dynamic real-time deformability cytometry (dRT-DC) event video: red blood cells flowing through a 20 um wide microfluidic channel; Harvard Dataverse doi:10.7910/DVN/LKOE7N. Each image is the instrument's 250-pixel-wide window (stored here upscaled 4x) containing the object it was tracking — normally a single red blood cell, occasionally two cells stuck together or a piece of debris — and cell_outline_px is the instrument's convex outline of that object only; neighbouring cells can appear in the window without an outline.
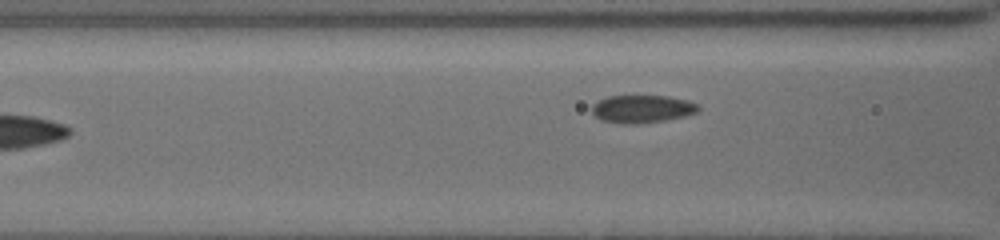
{"species": "common noctule bat (a hibernating species)", "species_latin": "Nyctalus noctula", "temperature_condition": "cold", "stored_images_in_passage": 9, "segment_of_instrument_passage": [2, 2], "camera_frame_rate_fps": 3000, "um_per_image_px": 0.085, "animal": {"sex": "female", "body_mass_g": 19.5, "forearm_length_mm": 54.1}, "frame": {"image": 1, "passage_image": 9, "time_ms": 7.333, "image_size_px": [1000, 240], "cell_outline_px": [[700, 108], [696, 112], [684, 116], [664, 120], [604, 120], [596, 116], [592, 112], [592, 104], [608, 96], [668, 96], [688, 100], [696, 104]], "centroid_in_image_um": [54.63, 9.18], "position_along_channel_um": 112.0, "area_um2": 15.95}}